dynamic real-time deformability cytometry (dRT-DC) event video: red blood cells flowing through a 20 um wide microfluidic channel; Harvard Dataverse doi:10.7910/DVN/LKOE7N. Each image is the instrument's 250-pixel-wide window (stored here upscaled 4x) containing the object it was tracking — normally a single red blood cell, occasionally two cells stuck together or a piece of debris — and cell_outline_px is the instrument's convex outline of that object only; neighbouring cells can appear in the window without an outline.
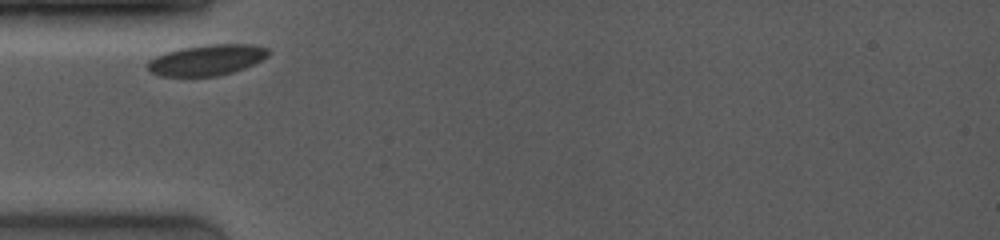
{"species": "common noctule bat (a hibernating species)", "species_latin": "Nyctalus noctula", "temperature_condition": "room temperature", "stored_images_in_passage": 7, "camera_frame_rate_fps": 4000, "um_per_image_px": 0.085, "animal": {"sex": "female", "body_mass_g": 19.0, "forearm_length_mm": 53.3}, "frame": {"image": 1, "passage_image": 1, "time_ms": 0.0, "image_size_px": [1000, 240], "cell_outline_px": [[272, 52], [268, 56], [244, 68], [232, 72], [216, 76], [160, 76], [148, 72], [148, 60], [164, 52], [180, 48], [208, 44], [252, 44], [268, 48]], "centroid_in_image_um": [17.56, 5.09], "position_along_channel_um": 67.4, "area_um2": 21.79}}
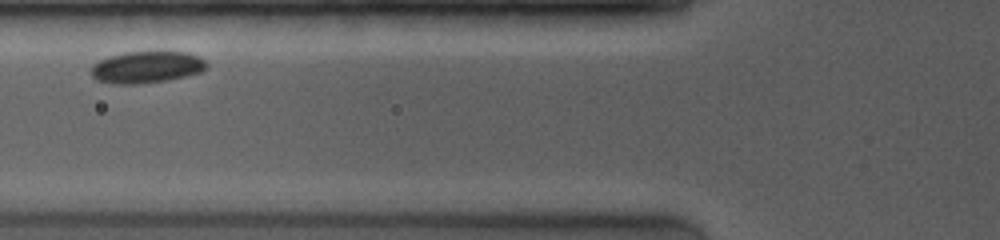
{"frame": {"image": 2, "passage_image": 4, "time_ms": 1.25, "image_size_px": [1000, 240], "cell_outline_px": [[208, 68], [200, 72], [168, 80], [136, 84], [112, 84], [96, 80], [92, 76], [92, 64], [108, 56], [124, 52], [188, 52], [200, 56], [208, 64]], "centroid_in_image_um": [12.47, 5.7], "position_along_channel_um": 113.3, "area_um2": 21.5}}